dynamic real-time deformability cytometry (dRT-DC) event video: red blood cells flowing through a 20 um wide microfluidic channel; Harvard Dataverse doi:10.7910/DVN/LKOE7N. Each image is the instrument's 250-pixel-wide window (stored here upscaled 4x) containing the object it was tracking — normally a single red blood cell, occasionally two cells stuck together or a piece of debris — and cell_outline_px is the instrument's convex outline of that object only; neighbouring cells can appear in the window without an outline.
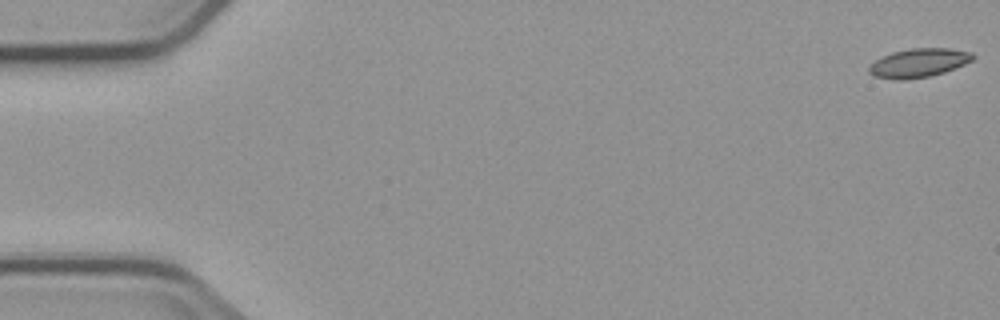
{"species": "common noctule bat (a hibernating species)", "species_latin": "Nyctalus noctula", "temperature_condition": "cold", "stored_images_in_passage": 5, "camera_frame_rate_fps": 3000, "um_per_image_px": 0.085, "animal": {"sex": "male", "body_mass_g": 23.1, "forearm_length_mm": 52.7}, "frame": {"image": 1, "passage_image": 1, "time_ms": 0.0, "image_size_px": [1000, 320], "cell_outline_px": [[976, 56], [972, 60], [964, 64], [944, 72], [932, 76], [904, 80], [896, 80], [872, 76], [868, 72], [868, 68], [876, 60], [892, 52], [912, 48], [948, 48], [972, 52]], "centroid_in_image_um": [78.09, 5.35], "position_along_channel_um": 6.9, "area_um2": 17.46}}
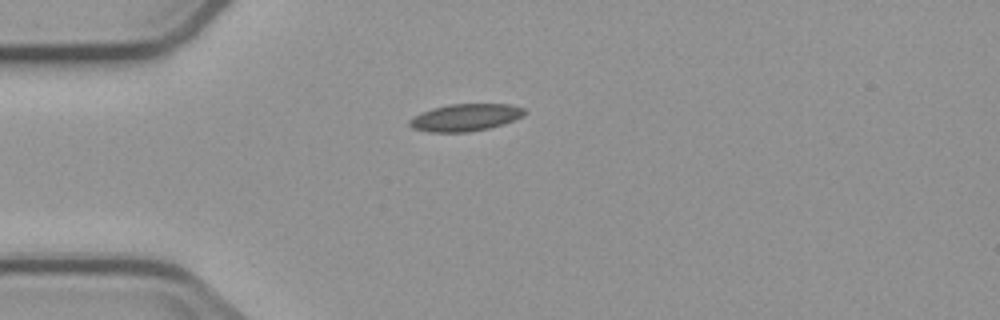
{"frame": {"image": 2, "passage_image": 5, "time_ms": 4.667, "image_size_px": [1000, 320], "cell_outline_px": [[528, 112], [524, 116], [504, 124], [488, 128], [468, 132], [428, 132], [412, 128], [408, 124], [408, 120], [420, 112], [432, 108], [448, 104], [512, 104], [524, 108]], "centroid_in_image_um": [39.56, 9.98], "position_along_channel_um": 45.4, "area_um2": 18.5}}